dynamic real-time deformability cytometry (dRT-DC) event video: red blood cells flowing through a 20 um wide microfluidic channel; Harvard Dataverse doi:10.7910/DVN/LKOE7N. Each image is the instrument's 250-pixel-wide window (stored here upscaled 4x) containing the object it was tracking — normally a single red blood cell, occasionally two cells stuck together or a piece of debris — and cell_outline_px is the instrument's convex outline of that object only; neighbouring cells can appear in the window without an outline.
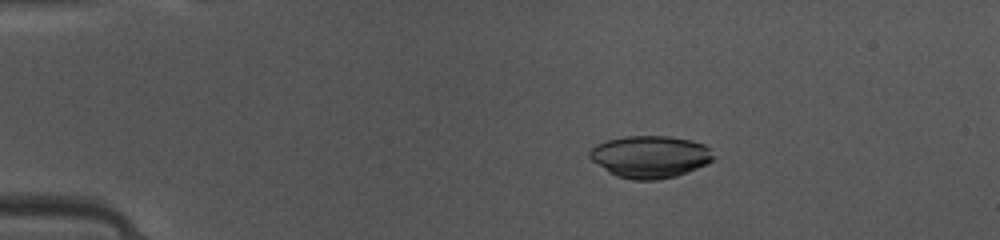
{"species": "common noctule bat (a hibernating species)", "species_latin": "Nyctalus noctula", "temperature_condition": "warm", "stored_images_in_passage": 48, "camera_frame_rate_fps": 3000, "um_per_image_px": 0.085, "animal": {"sex": "female", "body_mass_g": 10.0, "forearm_length_mm": 53.1}, "frame": {"image": 1, "passage_image": 9, "time_ms": 2.667, "image_size_px": [1000, 240], "cell_outline_px": [[716, 156], [708, 164], [676, 176], [656, 180], [632, 180], [616, 176], [592, 160], [588, 156], [588, 152], [596, 144], [608, 140], [624, 136], [668, 136], [692, 140], [704, 144]], "centroid_in_image_um": [55.27, 13.32], "position_along_channel_um": 29.7, "area_um2": 30.46}}
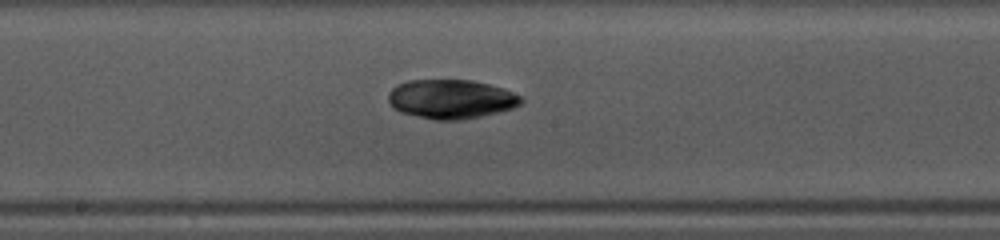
{"frame": {"image": 2, "passage_image": 26, "time_ms": 8.333, "image_size_px": [1000, 240], "cell_outline_px": [[524, 100], [520, 104], [512, 108], [480, 116], [460, 120], [432, 120], [400, 112], [392, 108], [388, 100], [388, 92], [396, 84], [408, 80], [472, 80], [504, 88], [524, 96]], "centroid_in_image_um": [38.32, 8.42], "position_along_channel_um": 209.9, "area_um2": 30.58}}
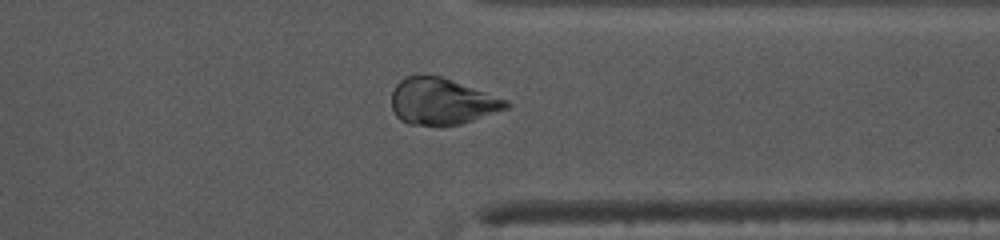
{"frame": {"image": 3, "passage_image": 38, "time_ms": 12.333, "image_size_px": [1000, 240], "cell_outline_px": [[512, 104], [508, 108], [460, 124], [440, 128], [436, 128], [408, 124], [400, 120], [396, 116], [392, 108], [392, 92], [396, 84], [404, 76], [440, 76], [452, 80], [508, 100]], "centroid_in_image_um": [37.54, 8.67], "position_along_channel_um": 373.9, "area_um2": 31.33}, "authors_computed_cell_mechanics": {"area_um2": 29.9404, "velocity_mm_per_s": 4.133, "shape_relaxation_time_tau1_ms": 4.0672, "shape_relaxation_time_tau2_ms": null, "deformation_change_tau1": 0.0839, "deformation_change_tau2": null}}